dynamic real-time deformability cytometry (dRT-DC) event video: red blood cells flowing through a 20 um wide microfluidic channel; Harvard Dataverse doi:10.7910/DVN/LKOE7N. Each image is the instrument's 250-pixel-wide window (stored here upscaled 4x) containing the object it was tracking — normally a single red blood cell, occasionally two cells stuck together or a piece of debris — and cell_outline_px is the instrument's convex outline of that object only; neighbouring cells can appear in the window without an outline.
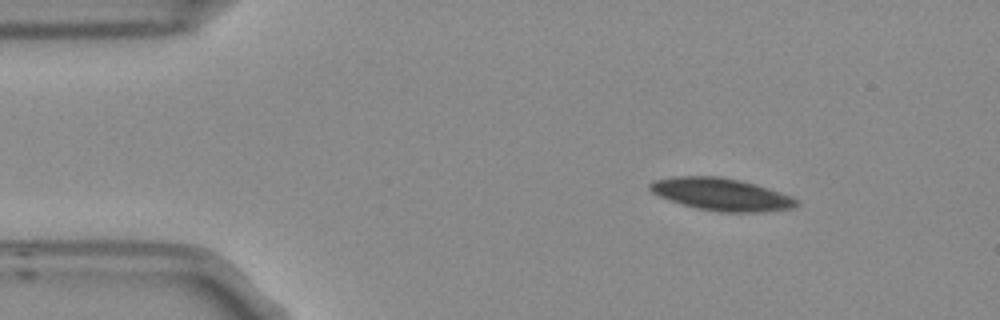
{"species": "Egyptian fruit bat (a non-hibernating species)", "species_latin": "Rousettus aegyptiacus", "temperature_condition": "room temperature", "stored_images_in_passage": 4, "segment_of_instrument_passage": [1, 2], "camera_frame_rate_fps": 3000, "um_per_image_px": 0.085, "frame": {"image": 1, "passage_image": 1, "time_ms": 0.0, "image_size_px": [1000, 320], "cell_outline_px": [[800, 204], [792, 208], [760, 212], [720, 212], [696, 208], [660, 196], [652, 192], [648, 188], [648, 184], [652, 180], [672, 176], [720, 176], [740, 180], [756, 184], [792, 196], [800, 200]], "centroid_in_image_um": [61.33, 16.51], "position_along_channel_um": 23.7, "area_um2": 27.74}}